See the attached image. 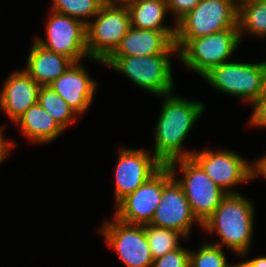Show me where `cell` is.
Here are the masks:
<instances>
[{
  "label": "cell",
  "instance_id": "cell-1",
  "mask_svg": "<svg viewBox=\"0 0 266 267\" xmlns=\"http://www.w3.org/2000/svg\"><path fill=\"white\" fill-rule=\"evenodd\" d=\"M165 100L156 125L153 155L163 164L189 158L194 152L182 149L183 141L196 120L204 113L201 102L185 100L173 92L164 95Z\"/></svg>",
  "mask_w": 266,
  "mask_h": 267
},
{
  "label": "cell",
  "instance_id": "cell-2",
  "mask_svg": "<svg viewBox=\"0 0 266 267\" xmlns=\"http://www.w3.org/2000/svg\"><path fill=\"white\" fill-rule=\"evenodd\" d=\"M253 216L254 208L250 200L238 193L227 194L202 227L210 233L218 231L221 243L213 244L220 247L225 244L244 256L252 241Z\"/></svg>",
  "mask_w": 266,
  "mask_h": 267
},
{
  "label": "cell",
  "instance_id": "cell-3",
  "mask_svg": "<svg viewBox=\"0 0 266 267\" xmlns=\"http://www.w3.org/2000/svg\"><path fill=\"white\" fill-rule=\"evenodd\" d=\"M238 28V0H201L178 22L174 43L178 50L189 40Z\"/></svg>",
  "mask_w": 266,
  "mask_h": 267
},
{
  "label": "cell",
  "instance_id": "cell-4",
  "mask_svg": "<svg viewBox=\"0 0 266 267\" xmlns=\"http://www.w3.org/2000/svg\"><path fill=\"white\" fill-rule=\"evenodd\" d=\"M170 56H109L103 64L123 73L140 88L164 96L174 88Z\"/></svg>",
  "mask_w": 266,
  "mask_h": 267
},
{
  "label": "cell",
  "instance_id": "cell-5",
  "mask_svg": "<svg viewBox=\"0 0 266 267\" xmlns=\"http://www.w3.org/2000/svg\"><path fill=\"white\" fill-rule=\"evenodd\" d=\"M94 17L95 21L86 24L87 53L103 63L131 27L130 14L126 5L104 4Z\"/></svg>",
  "mask_w": 266,
  "mask_h": 267
},
{
  "label": "cell",
  "instance_id": "cell-6",
  "mask_svg": "<svg viewBox=\"0 0 266 267\" xmlns=\"http://www.w3.org/2000/svg\"><path fill=\"white\" fill-rule=\"evenodd\" d=\"M240 41L239 28H229L189 39L178 50V57L187 67L203 76L212 67L228 62Z\"/></svg>",
  "mask_w": 266,
  "mask_h": 267
},
{
  "label": "cell",
  "instance_id": "cell-7",
  "mask_svg": "<svg viewBox=\"0 0 266 267\" xmlns=\"http://www.w3.org/2000/svg\"><path fill=\"white\" fill-rule=\"evenodd\" d=\"M215 89L252 104L265 91V70L261 63L225 62L202 76Z\"/></svg>",
  "mask_w": 266,
  "mask_h": 267
},
{
  "label": "cell",
  "instance_id": "cell-8",
  "mask_svg": "<svg viewBox=\"0 0 266 267\" xmlns=\"http://www.w3.org/2000/svg\"><path fill=\"white\" fill-rule=\"evenodd\" d=\"M177 163L184 177L176 181L182 187L194 216L203 224L227 193L212 181L192 157L177 159L167 165Z\"/></svg>",
  "mask_w": 266,
  "mask_h": 267
},
{
  "label": "cell",
  "instance_id": "cell-9",
  "mask_svg": "<svg viewBox=\"0 0 266 267\" xmlns=\"http://www.w3.org/2000/svg\"><path fill=\"white\" fill-rule=\"evenodd\" d=\"M177 165H163V192L151 225L176 230L186 238L193 223L202 224L194 216L182 187L175 180Z\"/></svg>",
  "mask_w": 266,
  "mask_h": 267
},
{
  "label": "cell",
  "instance_id": "cell-10",
  "mask_svg": "<svg viewBox=\"0 0 266 267\" xmlns=\"http://www.w3.org/2000/svg\"><path fill=\"white\" fill-rule=\"evenodd\" d=\"M99 230L126 267H151L153 257L144 231V225H132L113 218Z\"/></svg>",
  "mask_w": 266,
  "mask_h": 267
},
{
  "label": "cell",
  "instance_id": "cell-11",
  "mask_svg": "<svg viewBox=\"0 0 266 267\" xmlns=\"http://www.w3.org/2000/svg\"><path fill=\"white\" fill-rule=\"evenodd\" d=\"M47 41L36 42L48 50L80 62L87 53L86 23L82 20L52 11L46 28Z\"/></svg>",
  "mask_w": 266,
  "mask_h": 267
},
{
  "label": "cell",
  "instance_id": "cell-12",
  "mask_svg": "<svg viewBox=\"0 0 266 267\" xmlns=\"http://www.w3.org/2000/svg\"><path fill=\"white\" fill-rule=\"evenodd\" d=\"M212 179L227 194L232 192L231 187L252 178V164L235 152L227 150L195 152L191 156ZM227 189V190H226Z\"/></svg>",
  "mask_w": 266,
  "mask_h": 267
},
{
  "label": "cell",
  "instance_id": "cell-13",
  "mask_svg": "<svg viewBox=\"0 0 266 267\" xmlns=\"http://www.w3.org/2000/svg\"><path fill=\"white\" fill-rule=\"evenodd\" d=\"M119 152L115 171L116 205L163 166L154 155L151 157L150 152L145 150L121 148Z\"/></svg>",
  "mask_w": 266,
  "mask_h": 267
},
{
  "label": "cell",
  "instance_id": "cell-14",
  "mask_svg": "<svg viewBox=\"0 0 266 267\" xmlns=\"http://www.w3.org/2000/svg\"><path fill=\"white\" fill-rule=\"evenodd\" d=\"M163 192V166L116 205L115 218L126 224H150Z\"/></svg>",
  "mask_w": 266,
  "mask_h": 267
},
{
  "label": "cell",
  "instance_id": "cell-15",
  "mask_svg": "<svg viewBox=\"0 0 266 267\" xmlns=\"http://www.w3.org/2000/svg\"><path fill=\"white\" fill-rule=\"evenodd\" d=\"M176 30H150L130 27L110 56H151L178 53Z\"/></svg>",
  "mask_w": 266,
  "mask_h": 267
},
{
  "label": "cell",
  "instance_id": "cell-16",
  "mask_svg": "<svg viewBox=\"0 0 266 267\" xmlns=\"http://www.w3.org/2000/svg\"><path fill=\"white\" fill-rule=\"evenodd\" d=\"M50 87L60 95L78 115L85 112L93 100L96 82L85 68L74 62Z\"/></svg>",
  "mask_w": 266,
  "mask_h": 267
},
{
  "label": "cell",
  "instance_id": "cell-17",
  "mask_svg": "<svg viewBox=\"0 0 266 267\" xmlns=\"http://www.w3.org/2000/svg\"><path fill=\"white\" fill-rule=\"evenodd\" d=\"M40 87L24 70L12 73L3 85L0 108L15 122L38 103Z\"/></svg>",
  "mask_w": 266,
  "mask_h": 267
},
{
  "label": "cell",
  "instance_id": "cell-18",
  "mask_svg": "<svg viewBox=\"0 0 266 267\" xmlns=\"http://www.w3.org/2000/svg\"><path fill=\"white\" fill-rule=\"evenodd\" d=\"M74 63L65 55L46 49L34 41L27 59L25 72L40 86L50 84Z\"/></svg>",
  "mask_w": 266,
  "mask_h": 267
},
{
  "label": "cell",
  "instance_id": "cell-19",
  "mask_svg": "<svg viewBox=\"0 0 266 267\" xmlns=\"http://www.w3.org/2000/svg\"><path fill=\"white\" fill-rule=\"evenodd\" d=\"M26 138L33 142L48 143L64 131L38 103L32 105L16 121Z\"/></svg>",
  "mask_w": 266,
  "mask_h": 267
},
{
  "label": "cell",
  "instance_id": "cell-20",
  "mask_svg": "<svg viewBox=\"0 0 266 267\" xmlns=\"http://www.w3.org/2000/svg\"><path fill=\"white\" fill-rule=\"evenodd\" d=\"M126 6L130 14L131 26L150 30H176L163 26L168 12L167 0H130Z\"/></svg>",
  "mask_w": 266,
  "mask_h": 267
},
{
  "label": "cell",
  "instance_id": "cell-21",
  "mask_svg": "<svg viewBox=\"0 0 266 267\" xmlns=\"http://www.w3.org/2000/svg\"><path fill=\"white\" fill-rule=\"evenodd\" d=\"M238 28L240 39L242 32L247 31L266 36V0L238 1Z\"/></svg>",
  "mask_w": 266,
  "mask_h": 267
},
{
  "label": "cell",
  "instance_id": "cell-22",
  "mask_svg": "<svg viewBox=\"0 0 266 267\" xmlns=\"http://www.w3.org/2000/svg\"><path fill=\"white\" fill-rule=\"evenodd\" d=\"M38 104L52 116L63 130L75 120V115H78L50 86L40 87Z\"/></svg>",
  "mask_w": 266,
  "mask_h": 267
},
{
  "label": "cell",
  "instance_id": "cell-23",
  "mask_svg": "<svg viewBox=\"0 0 266 267\" xmlns=\"http://www.w3.org/2000/svg\"><path fill=\"white\" fill-rule=\"evenodd\" d=\"M144 231L150 247L153 259L164 256L177 248L181 247L178 242L181 237H185L182 233L166 229L151 224L144 225Z\"/></svg>",
  "mask_w": 266,
  "mask_h": 267
},
{
  "label": "cell",
  "instance_id": "cell-24",
  "mask_svg": "<svg viewBox=\"0 0 266 267\" xmlns=\"http://www.w3.org/2000/svg\"><path fill=\"white\" fill-rule=\"evenodd\" d=\"M104 4L101 0H53L52 11L68 15L79 19L83 18L84 23H88L85 17H94Z\"/></svg>",
  "mask_w": 266,
  "mask_h": 267
},
{
  "label": "cell",
  "instance_id": "cell-25",
  "mask_svg": "<svg viewBox=\"0 0 266 267\" xmlns=\"http://www.w3.org/2000/svg\"><path fill=\"white\" fill-rule=\"evenodd\" d=\"M226 261L225 254L220 246L206 243L198 252L190 251L189 267H231Z\"/></svg>",
  "mask_w": 266,
  "mask_h": 267
},
{
  "label": "cell",
  "instance_id": "cell-26",
  "mask_svg": "<svg viewBox=\"0 0 266 267\" xmlns=\"http://www.w3.org/2000/svg\"><path fill=\"white\" fill-rule=\"evenodd\" d=\"M190 251L179 247L154 259L151 267H189Z\"/></svg>",
  "mask_w": 266,
  "mask_h": 267
},
{
  "label": "cell",
  "instance_id": "cell-27",
  "mask_svg": "<svg viewBox=\"0 0 266 267\" xmlns=\"http://www.w3.org/2000/svg\"><path fill=\"white\" fill-rule=\"evenodd\" d=\"M201 0H167L168 11L176 15L177 22L192 11Z\"/></svg>",
  "mask_w": 266,
  "mask_h": 267
},
{
  "label": "cell",
  "instance_id": "cell-28",
  "mask_svg": "<svg viewBox=\"0 0 266 267\" xmlns=\"http://www.w3.org/2000/svg\"><path fill=\"white\" fill-rule=\"evenodd\" d=\"M254 111L250 123L256 127H266V90L253 103Z\"/></svg>",
  "mask_w": 266,
  "mask_h": 267
},
{
  "label": "cell",
  "instance_id": "cell-29",
  "mask_svg": "<svg viewBox=\"0 0 266 267\" xmlns=\"http://www.w3.org/2000/svg\"><path fill=\"white\" fill-rule=\"evenodd\" d=\"M252 165V178L260 174L266 179V154Z\"/></svg>",
  "mask_w": 266,
  "mask_h": 267
},
{
  "label": "cell",
  "instance_id": "cell-30",
  "mask_svg": "<svg viewBox=\"0 0 266 267\" xmlns=\"http://www.w3.org/2000/svg\"><path fill=\"white\" fill-rule=\"evenodd\" d=\"M10 146H14V144L4 139L3 129L0 127V163L10 154Z\"/></svg>",
  "mask_w": 266,
  "mask_h": 267
},
{
  "label": "cell",
  "instance_id": "cell-31",
  "mask_svg": "<svg viewBox=\"0 0 266 267\" xmlns=\"http://www.w3.org/2000/svg\"><path fill=\"white\" fill-rule=\"evenodd\" d=\"M247 262L253 267H266V257H258L252 260H247Z\"/></svg>",
  "mask_w": 266,
  "mask_h": 267
},
{
  "label": "cell",
  "instance_id": "cell-32",
  "mask_svg": "<svg viewBox=\"0 0 266 267\" xmlns=\"http://www.w3.org/2000/svg\"><path fill=\"white\" fill-rule=\"evenodd\" d=\"M130 0H101L103 4H119L126 5Z\"/></svg>",
  "mask_w": 266,
  "mask_h": 267
},
{
  "label": "cell",
  "instance_id": "cell-33",
  "mask_svg": "<svg viewBox=\"0 0 266 267\" xmlns=\"http://www.w3.org/2000/svg\"><path fill=\"white\" fill-rule=\"evenodd\" d=\"M235 267H253L252 265H250L246 260H245V262H240V263H238V264H236V265H234Z\"/></svg>",
  "mask_w": 266,
  "mask_h": 267
},
{
  "label": "cell",
  "instance_id": "cell-34",
  "mask_svg": "<svg viewBox=\"0 0 266 267\" xmlns=\"http://www.w3.org/2000/svg\"><path fill=\"white\" fill-rule=\"evenodd\" d=\"M264 70H265V90H266V61L263 62Z\"/></svg>",
  "mask_w": 266,
  "mask_h": 267
},
{
  "label": "cell",
  "instance_id": "cell-35",
  "mask_svg": "<svg viewBox=\"0 0 266 267\" xmlns=\"http://www.w3.org/2000/svg\"><path fill=\"white\" fill-rule=\"evenodd\" d=\"M238 1H261V0H238Z\"/></svg>",
  "mask_w": 266,
  "mask_h": 267
}]
</instances>
